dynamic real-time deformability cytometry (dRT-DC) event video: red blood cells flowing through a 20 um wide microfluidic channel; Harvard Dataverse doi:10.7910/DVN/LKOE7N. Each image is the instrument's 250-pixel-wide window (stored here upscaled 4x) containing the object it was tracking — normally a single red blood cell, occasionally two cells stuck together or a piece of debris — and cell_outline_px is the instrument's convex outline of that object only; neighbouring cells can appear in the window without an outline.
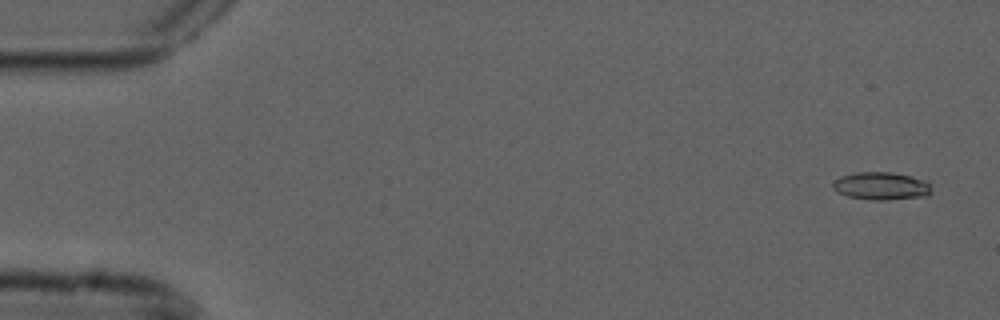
{"species": "common noctule bat (a hibernating species)", "species_latin": "Nyctalus noctula", "temperature_condition": "cold", "stored_images_in_passage": 5, "segment_of_instrument_passage": [2, 2], "camera_frame_rate_fps": 3000, "um_per_image_px": 0.085, "animal": {"sex": "male", "forearm_length_mm": 52.5}, "frame": {"image": 1, "passage_image": 5, "time_ms": 1.333, "image_size_px": [1000, 320], "cell_outline_px": [[932, 192], [928, 196], [888, 200], [872, 200], [848, 196], [836, 192], [832, 188], [832, 184], [840, 176], [856, 172], [892, 172], [912, 176], [928, 180]], "centroid_in_image_um": [74.94, 15.81], "position_along_channel_um": 10.1, "area_um2": 16.24}}